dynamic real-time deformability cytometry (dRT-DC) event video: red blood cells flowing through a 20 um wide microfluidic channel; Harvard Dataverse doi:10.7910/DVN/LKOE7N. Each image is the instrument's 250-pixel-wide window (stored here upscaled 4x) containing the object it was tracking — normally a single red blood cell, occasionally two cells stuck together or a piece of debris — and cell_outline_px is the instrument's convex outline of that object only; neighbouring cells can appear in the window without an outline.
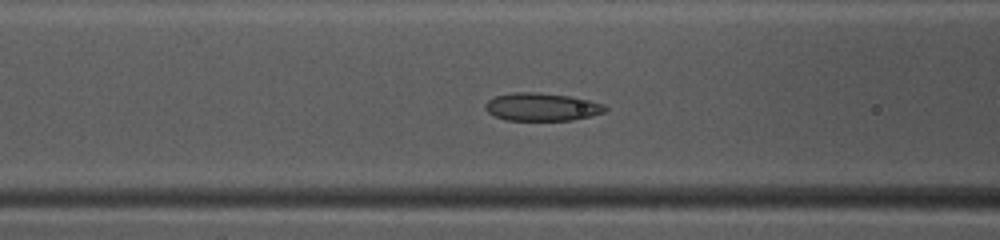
{"species": "common noctule bat (a hibernating species)", "species_latin": "Nyctalus noctula", "temperature_condition": "warm", "stored_images_in_passage": 33, "camera_frame_rate_fps": 3000, "um_per_image_px": 0.085, "animal": {"sex": "female", "body_mass_g": 10.0, "forearm_length_mm": 53.1}, "frame": {"image": 1, "passage_image": 4, "time_ms": 1.0, "image_size_px": [1000, 240], "cell_outline_px": [[608, 108], [604, 112], [572, 120], [508, 120], [496, 116], [488, 112], [484, 108], [484, 104], [488, 100], [496, 96], [512, 92], [540, 92], [568, 96], [588, 100], [604, 104]], "centroid_in_image_um": [46.03, 9.08], "position_along_channel_um": 120.6, "area_um2": 19.36}}
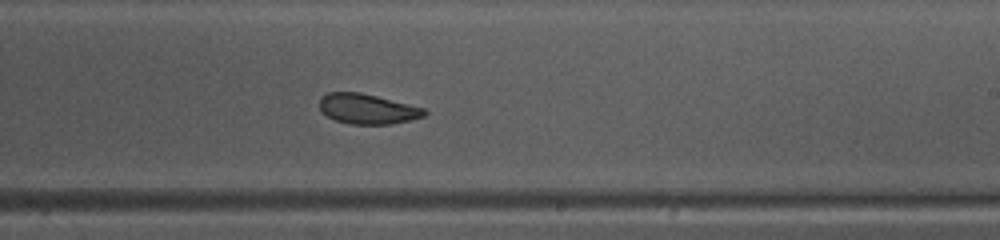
{"frame": {"image": 2, "passage_image": 14, "time_ms": 4.333, "image_size_px": [1000, 240], "cell_outline_px": [[428, 112], [424, 116], [412, 120], [392, 124], [352, 124], [336, 120], [328, 116], [320, 108], [320, 96], [328, 92], [360, 92], [424, 108]], "centroid_in_image_um": [31.24, 9.25], "position_along_channel_um": 257.8, "area_um2": 18.26}}
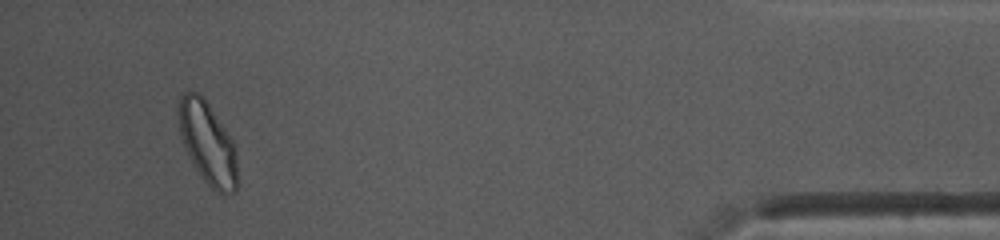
{"frame": {"image": 3, "passage_image": 30, "time_ms": 9.667, "image_size_px": [1000, 240], "cell_outline_px": [[240, 184], [232, 192], [216, 192], [200, 176], [184, 144], [180, 132], [180, 96], [184, 92], [200, 92], [204, 96], [236, 144]], "centroid_in_image_um": [17.74, 12.17], "position_along_channel_um": 417.5, "area_um2": 28.26}}